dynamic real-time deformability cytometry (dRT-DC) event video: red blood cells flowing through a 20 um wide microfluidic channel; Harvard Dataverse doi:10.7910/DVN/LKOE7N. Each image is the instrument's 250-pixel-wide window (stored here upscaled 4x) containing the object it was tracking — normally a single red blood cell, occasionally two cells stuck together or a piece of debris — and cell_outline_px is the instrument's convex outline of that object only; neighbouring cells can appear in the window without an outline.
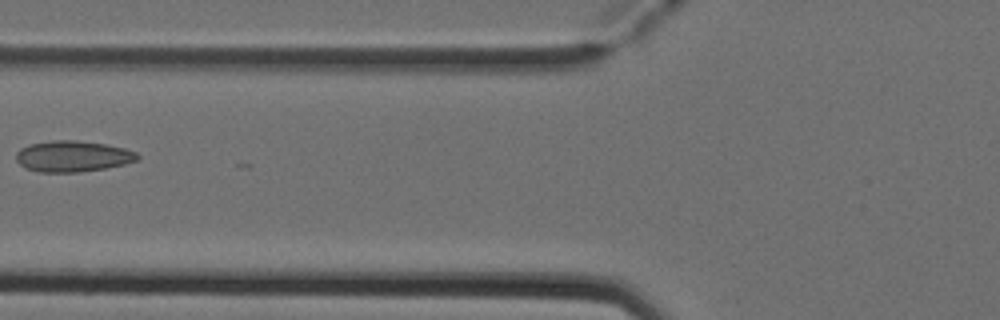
{"species": "Egyptian fruit bat (a non-hibernating species)", "species_latin": "Rousettus aegyptiacus", "temperature_condition": "cold", "stored_images_in_passage": 6, "camera_frame_rate_fps": 3000, "um_per_image_px": 0.085, "animal": {"sex": "female"}, "frame": {"image": 1, "passage_image": 5, "time_ms": 1.333, "image_size_px": [1000, 320], "cell_outline_px": [[140, 156], [136, 160], [124, 164], [104, 168], [80, 172], [40, 172], [24, 168], [16, 160], [16, 152], [20, 148], [32, 144], [52, 140], [76, 140], [104, 144], [124, 148], [136, 152]], "centroid_in_image_um": [6.15, 13.28], "position_along_channel_um": 119.6, "area_um2": 21.85}}
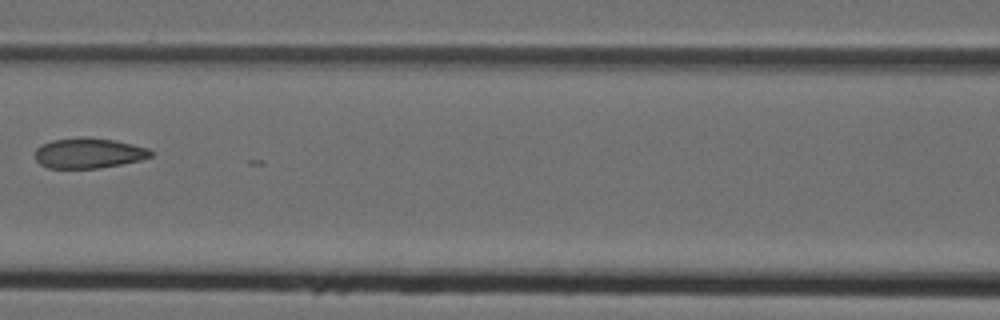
{"frame": {"image": 2, "passage_image": 6, "time_ms": 1.667, "image_size_px": [1000, 320], "cell_outline_px": [[152, 156], [140, 160], [100, 168], [48, 168], [40, 164], [36, 160], [36, 148], [40, 144], [52, 140], [84, 136], [88, 136], [116, 140], [148, 148], [152, 152]], "centroid_in_image_um": [7.52, 13.0], "position_along_channel_um": 159.1, "area_um2": 20.58}}